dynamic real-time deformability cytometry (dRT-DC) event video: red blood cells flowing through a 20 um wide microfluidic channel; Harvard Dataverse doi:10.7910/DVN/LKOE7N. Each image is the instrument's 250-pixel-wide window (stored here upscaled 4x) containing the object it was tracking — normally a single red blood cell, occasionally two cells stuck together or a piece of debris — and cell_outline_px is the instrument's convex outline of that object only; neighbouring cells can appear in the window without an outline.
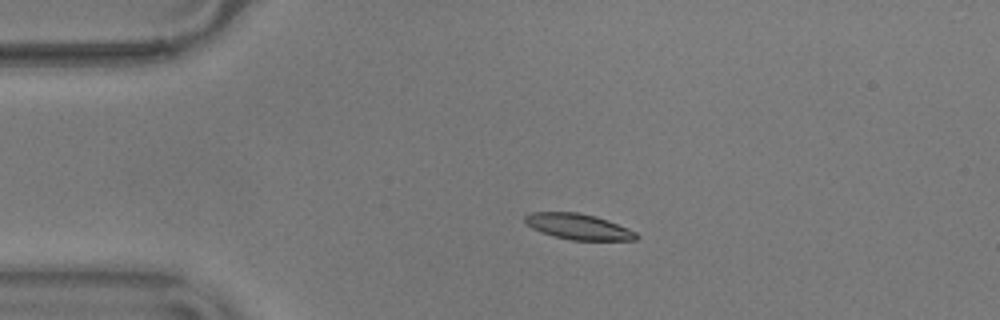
{"species": "common noctule bat (a hibernating species)", "species_latin": "Nyctalus noctula", "temperature_condition": "warm", "stored_images_in_passage": 45, "camera_frame_rate_fps": 3000, "um_per_image_px": 0.085, "animal": {"sex": "male", "body_mass_g": 17.9}, "frame": {"image": 1, "passage_image": 1, "time_ms": 0.0, "image_size_px": [1000, 320], "cell_outline_px": [[640, 236], [636, 240], [572, 240], [552, 236], [540, 232], [532, 228], [524, 220], [524, 216], [528, 212], [576, 212], [596, 216], [608, 220], [628, 228], [636, 232]], "centroid_in_image_um": [49.16, 19.26], "position_along_channel_um": 35.8, "area_um2": 16.82}}
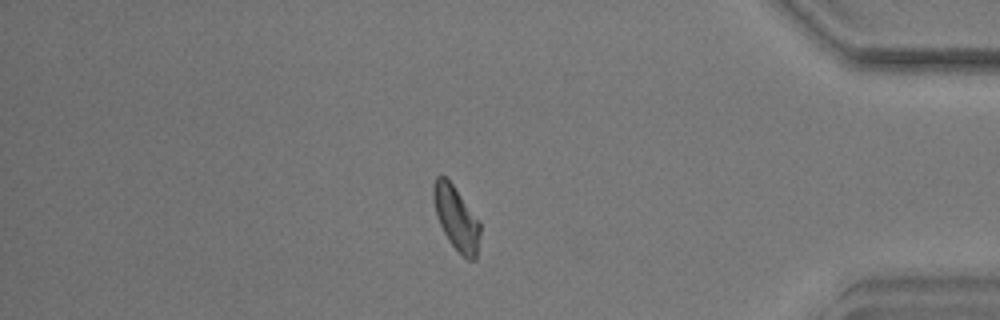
{"frame": {"image": 2, "passage_image": 37, "time_ms": 12.0, "image_size_px": [1000, 320], "cell_outline_px": [[480, 236], [476, 260], [468, 260], [448, 240], [436, 216], [432, 196], [432, 184], [436, 176], [444, 176], [452, 184], [480, 220]], "centroid_in_image_um": [38.78, 18.53], "position_along_channel_um": 396.4, "area_um2": 17.4}}
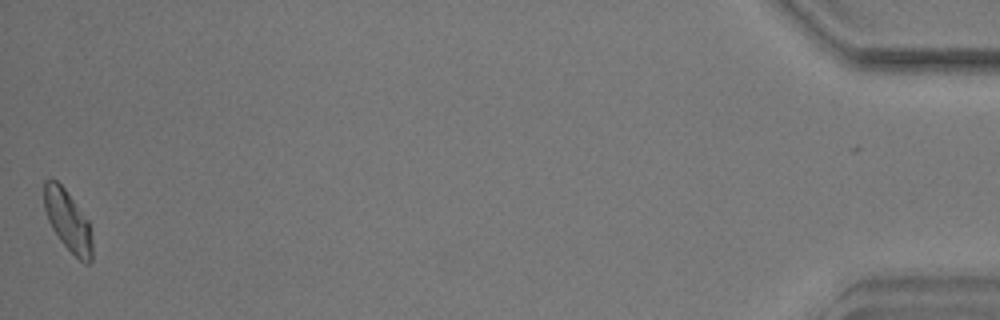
{"frame": {"image": 3, "passage_image": 45, "time_ms": 14.667, "image_size_px": [1000, 320], "cell_outline_px": [[92, 260], [88, 264], [84, 264], [60, 240], [52, 228], [48, 220], [44, 208], [44, 180], [56, 180], [64, 188], [88, 220], [92, 240]], "centroid_in_image_um": [5.77, 18.78], "position_along_channel_um": 429.4, "area_um2": 16.82}, "authors_computed_cell_mechanics": {"area_um2": 17.2822, "velocity_mm_per_s": 3.572, "shape_relaxation_time_tau1_ms": 4.9047, "shape_relaxation_time_tau2_ms": null, "deformation_change_tau1": 0.1275, "deformation_change_tau2": null}}